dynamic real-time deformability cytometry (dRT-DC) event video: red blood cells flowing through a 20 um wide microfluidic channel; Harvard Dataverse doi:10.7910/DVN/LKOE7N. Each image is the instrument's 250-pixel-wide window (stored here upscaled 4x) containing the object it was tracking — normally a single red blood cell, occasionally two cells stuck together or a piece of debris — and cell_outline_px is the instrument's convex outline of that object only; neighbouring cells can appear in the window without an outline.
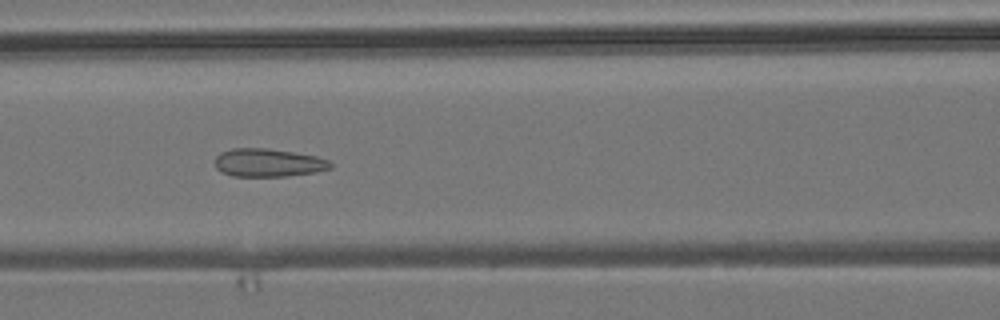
{"species": "common noctule bat (a hibernating species)", "species_latin": "Nyctalus noctula", "temperature_condition": "room temperature", "stored_images_in_passage": 9, "camera_frame_rate_fps": 3000, "um_per_image_px": 0.085, "animal": {"sex": "male", "body_mass_g": 19.2, "forearm_length_mm": 51.8}, "frame": {"image": 1, "passage_image": 7, "time_ms": 7.0, "image_size_px": [1000, 320], "cell_outline_px": [[332, 168], [316, 172], [288, 176], [232, 176], [216, 168], [216, 156], [220, 152], [232, 148], [268, 148], [316, 156], [328, 160], [332, 164]], "centroid_in_image_um": [22.81, 13.83], "position_along_channel_um": 143.8, "area_um2": 18.9}}
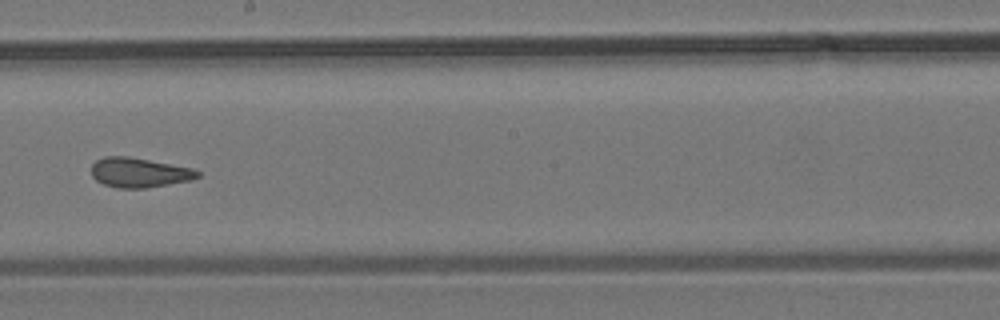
{"frame": {"image": 2, "passage_image": 9, "time_ms": 9.333, "image_size_px": [1000, 320], "cell_outline_px": [[200, 176], [192, 180], [144, 188], [116, 188], [104, 184], [96, 180], [92, 176], [92, 164], [96, 160], [104, 156], [128, 156], [192, 168], [200, 172]], "centroid_in_image_um": [11.82, 14.66], "position_along_channel_um": 236.4, "area_um2": 18.32}}